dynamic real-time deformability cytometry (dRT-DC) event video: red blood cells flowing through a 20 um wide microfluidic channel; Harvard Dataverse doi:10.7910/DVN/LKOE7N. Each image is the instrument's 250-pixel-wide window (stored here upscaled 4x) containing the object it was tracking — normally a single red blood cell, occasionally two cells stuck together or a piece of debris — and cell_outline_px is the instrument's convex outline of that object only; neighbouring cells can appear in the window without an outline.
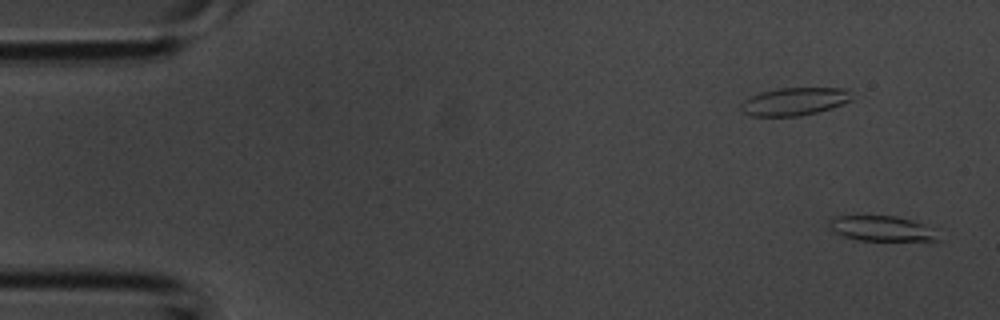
{"species": "common noctule bat (a hibernating species)", "species_latin": "Nyctalus noctula", "temperature_condition": "room temperature", "stored_images_in_passage": 41, "camera_frame_rate_fps": 3000, "um_per_image_px": 0.085, "animal": {"sex": "male", "body_mass_g": 20.1, "forearm_length_mm": 53.5}, "frame": {"image": 1, "passage_image": 1, "time_ms": 0.0, "image_size_px": [1000, 320], "cell_outline_px": [[940, 240], [856, 240], [832, 232], [828, 224], [828, 220], [836, 216], [896, 216], [912, 220], [940, 228]], "centroid_in_image_um": [75.03, 19.42], "position_along_channel_um": 10.0, "area_um2": 16.42}}
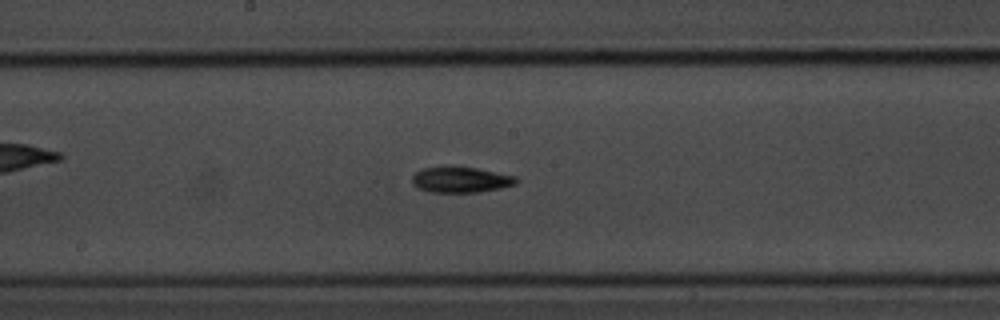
{"frame": {"image": 2, "passage_image": 21, "time_ms": 6.667, "image_size_px": [1000, 320], "cell_outline_px": [[520, 180], [516, 184], [500, 188], [480, 192], [432, 192], [416, 188], [412, 184], [412, 176], [416, 172], [424, 168], [476, 168], [516, 176]], "centroid_in_image_um": [39.19, 15.3], "position_along_channel_um": 209.0, "area_um2": 15.32}}
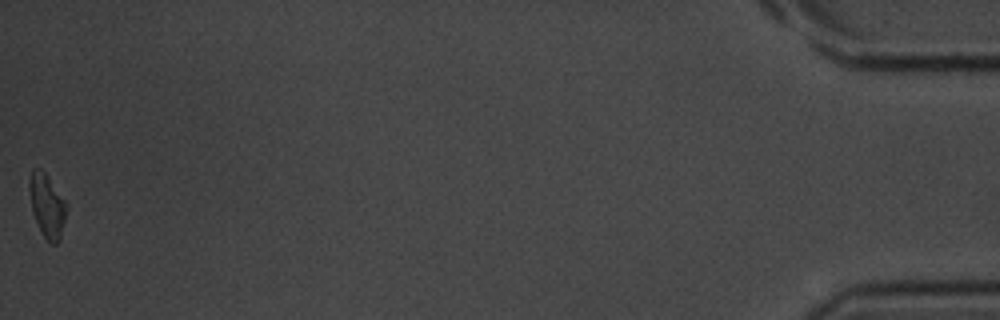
{"frame": {"image": 3, "passage_image": 41, "time_ms": 13.333, "image_size_px": [1000, 320], "cell_outline_px": [[68, 208], [60, 240], [56, 244], [52, 244], [44, 236], [32, 212], [28, 188], [28, 180], [32, 168], [40, 168], [48, 176], [68, 204]], "centroid_in_image_um": [4.01, 17.44], "position_along_channel_um": 431.2, "area_um2": 13.93}}